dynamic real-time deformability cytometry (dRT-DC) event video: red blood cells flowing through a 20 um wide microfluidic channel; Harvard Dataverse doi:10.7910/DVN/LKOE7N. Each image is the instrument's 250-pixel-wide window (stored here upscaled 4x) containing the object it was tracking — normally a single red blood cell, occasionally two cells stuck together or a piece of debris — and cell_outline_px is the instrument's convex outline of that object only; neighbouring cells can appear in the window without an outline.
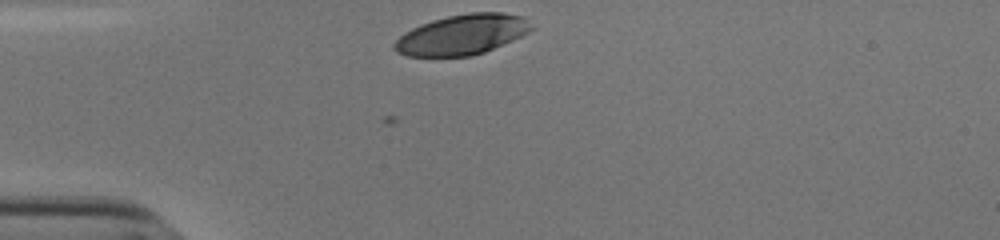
{"species": "human", "species_latin": "Homo sapiens", "temperature_condition": "cold", "stored_images_in_passage": 29, "camera_frame_rate_fps": 3000, "um_per_image_px": 0.085, "donor": {"sex": "male"}, "frame": {"image": 1, "passage_image": 1, "time_ms": 0.0, "image_size_px": [1000, 240], "cell_outline_px": [[532, 28], [528, 32], [512, 40], [484, 52], [472, 56], [404, 56], [396, 52], [392, 48], [392, 44], [404, 32], [420, 24], [432, 20], [448, 16], [468, 12], [504, 12], [524, 16]], "centroid_in_image_um": [39.23, 2.94], "position_along_channel_um": 45.8, "area_um2": 32.14}}
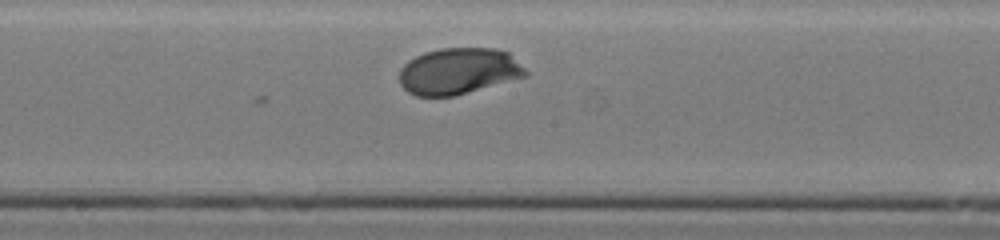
{"frame": {"image": 2, "passage_image": 16, "time_ms": 5.0, "image_size_px": [1000, 240], "cell_outline_px": [[528, 76], [452, 96], [416, 96], [408, 92], [400, 84], [400, 68], [408, 60], [424, 52], [440, 48], [496, 48], [508, 52], [528, 72]], "centroid_in_image_um": [38.97, 6.04], "position_along_channel_um": 209.2, "area_um2": 34.04}}
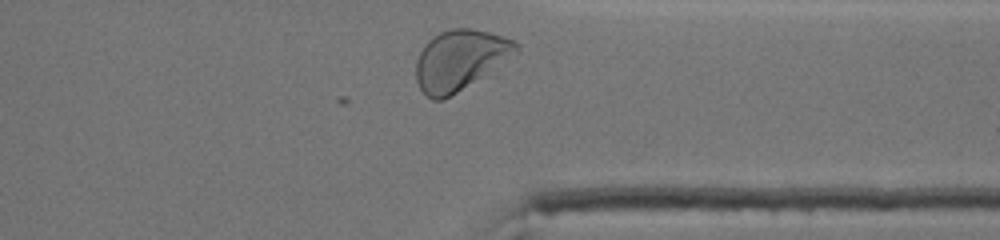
{"frame": {"image": 3, "passage_image": 29, "time_ms": 9.333, "image_size_px": [1000, 240], "cell_outline_px": [[520, 52], [456, 92], [440, 100], [432, 100], [420, 88], [416, 80], [416, 60], [424, 44], [432, 36], [440, 32], [452, 28], [472, 28], [488, 32], [516, 40], [520, 44]], "centroid_in_image_um": [39.11, 5.06], "position_along_channel_um": 372.3, "area_um2": 34.85}, "authors_computed_cell_mechanics": {"area_um2": 33.5818, "velocity_mm_per_s": 3.7737, "shape_relaxation_time_tau1_ms": 1.7871, "shape_relaxation_time_tau2_ms": null, "deformation_change_tau1": 0.1199, "deformation_change_tau2": null}}